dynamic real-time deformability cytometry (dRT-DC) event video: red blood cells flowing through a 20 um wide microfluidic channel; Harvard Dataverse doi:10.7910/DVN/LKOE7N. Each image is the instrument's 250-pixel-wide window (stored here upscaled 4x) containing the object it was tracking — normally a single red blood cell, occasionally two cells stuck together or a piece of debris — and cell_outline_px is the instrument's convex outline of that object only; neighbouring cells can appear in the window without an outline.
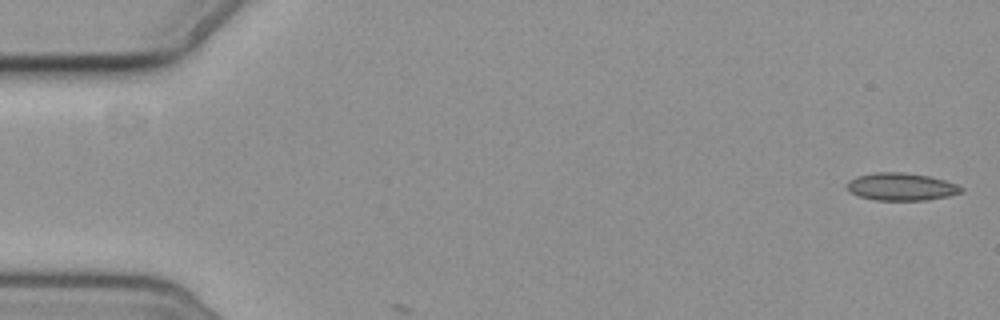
{"species": "common noctule bat (a hibernating species)", "species_latin": "Nyctalus noctula", "temperature_condition": "cold", "stored_images_in_passage": 2, "camera_frame_rate_fps": 3000, "um_per_image_px": 0.085, "animal": {"sex": "female", "body_mass_g": 19.3, "forearm_length_mm": 54.1}, "frame": {"image": 1, "passage_image": 1, "time_ms": 0.0, "image_size_px": [1000, 320], "cell_outline_px": [[964, 192], [948, 196], [928, 200], [872, 200], [860, 196], [852, 192], [848, 188], [848, 180], [856, 176], [876, 172], [904, 172], [928, 176], [944, 180], [956, 184], [964, 188]], "centroid_in_image_um": [76.63, 15.87], "position_along_channel_um": 8.4, "area_um2": 18.32}}